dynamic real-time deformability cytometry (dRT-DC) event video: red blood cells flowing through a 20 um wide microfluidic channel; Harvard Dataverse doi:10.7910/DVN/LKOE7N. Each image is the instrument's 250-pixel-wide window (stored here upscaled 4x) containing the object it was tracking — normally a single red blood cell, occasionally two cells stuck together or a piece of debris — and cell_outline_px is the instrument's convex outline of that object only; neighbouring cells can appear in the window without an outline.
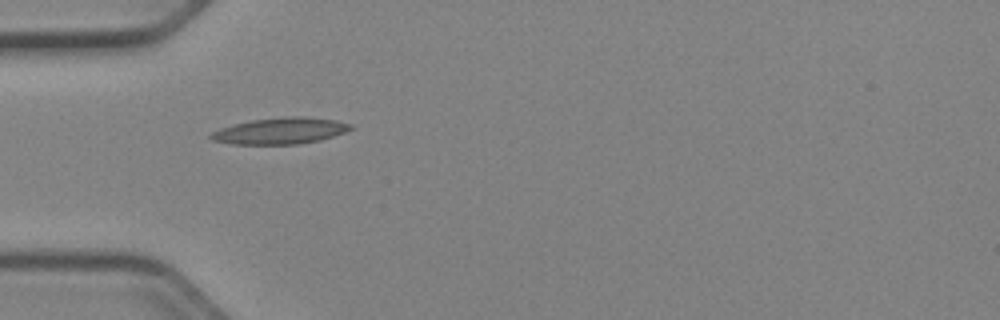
{"species": "Egyptian fruit bat (a non-hibernating species)", "species_latin": "Rousettus aegyptiacus", "temperature_condition": "cold", "stored_images_in_passage": 36, "camera_frame_rate_fps": 3000, "um_per_image_px": 0.085, "animal": {"sex": "female"}, "frame": {"image": 1, "passage_image": 1, "time_ms": 0.0, "image_size_px": [1000, 320], "cell_outline_px": [[356, 128], [320, 140], [296, 144], [232, 144], [212, 140], [208, 136], [212, 132], [220, 128], [232, 124], [252, 120], [284, 116], [304, 116], [336, 120], [352, 124]], "centroid_in_image_um": [23.83, 11.11], "position_along_channel_um": 61.2, "area_um2": 21.56}}
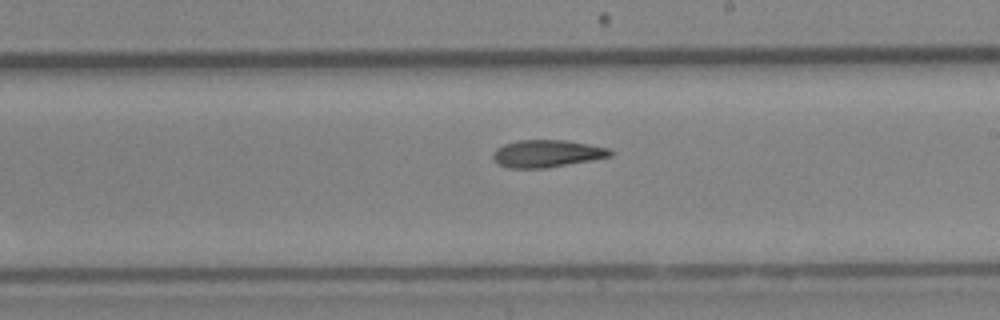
{"frame": {"image": 2, "passage_image": 15, "time_ms": 4.667, "image_size_px": [1000, 320], "cell_outline_px": [[612, 156], [592, 160], [544, 168], [508, 168], [500, 164], [492, 156], [496, 148], [504, 144], [520, 140], [564, 140], [588, 144], [608, 148], [612, 152]], "centroid_in_image_um": [46.49, 13.05], "position_along_channel_um": 242.5, "area_um2": 18.44}}
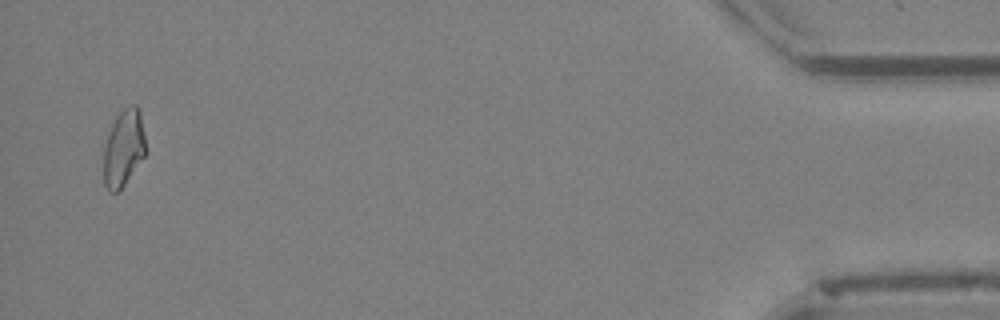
{"frame": {"image": 3, "passage_image": 35, "time_ms": 11.333, "image_size_px": [1000, 320], "cell_outline_px": [[144, 156], [124, 184], [116, 192], [108, 192], [104, 184], [104, 144], [108, 132], [116, 116], [124, 108], [132, 104], [136, 104], [140, 108], [144, 136]], "centroid_in_image_um": [10.48, 12.55], "position_along_channel_um": 424.7, "area_um2": 18.61}, "authors_computed_cell_mechanics": {"area_um2": 18.8717, "velocity_mm_per_s": 3.9615, "shape_relaxation_time_tau1_ms": null, "shape_relaxation_time_tau2_ms": 5.7781, "deformation_change_tau1": null, "deformation_change_tau2": 0.1381}}